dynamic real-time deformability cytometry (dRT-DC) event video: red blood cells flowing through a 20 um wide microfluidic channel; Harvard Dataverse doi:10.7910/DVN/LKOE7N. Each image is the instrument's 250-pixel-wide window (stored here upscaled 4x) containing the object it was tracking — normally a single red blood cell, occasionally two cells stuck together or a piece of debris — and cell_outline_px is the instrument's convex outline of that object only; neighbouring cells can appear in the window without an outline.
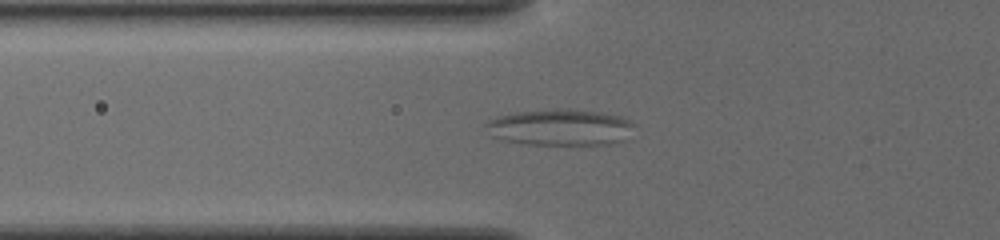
{"species": "common noctule bat (a hibernating species)", "species_latin": "Nyctalus noctula", "temperature_condition": "cold", "stored_images_in_passage": 37, "camera_frame_rate_fps": 3000, "um_per_image_px": 0.085, "animal": {"sex": "female", "body_mass_g": 19.5, "forearm_length_mm": 54.1}, "frame": {"image": 1, "passage_image": 9, "time_ms": 2.667, "image_size_px": [1000, 240], "cell_outline_px": [[632, 124], [624, 140], [608, 144], [528, 144], [504, 140], [492, 136], [484, 124], [488, 120], [500, 116], [516, 112], [552, 108], [572, 108], [600, 112], [620, 116], [628, 120]], "centroid_in_image_um": [47.57, 10.8], "position_along_channel_um": 78.2, "area_um2": 31.15}}
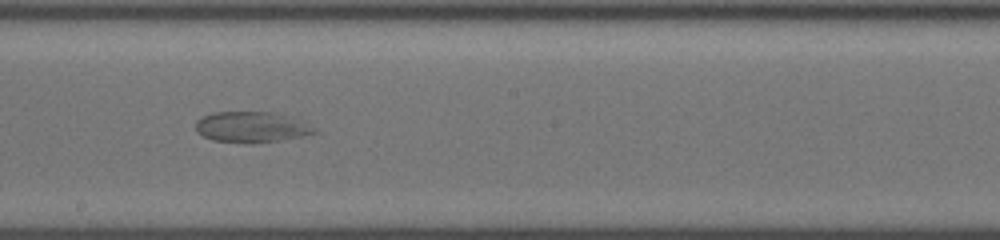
{"frame": {"image": 2, "passage_image": 21, "time_ms": 6.667, "image_size_px": [1000, 240], "cell_outline_px": [[316, 132], [300, 136], [280, 140], [252, 144], [248, 144], [212, 140], [196, 132], [196, 120], [212, 112], [272, 112], [284, 116]], "centroid_in_image_um": [21.17, 10.82], "position_along_channel_um": 227.0, "area_um2": 20.46}}
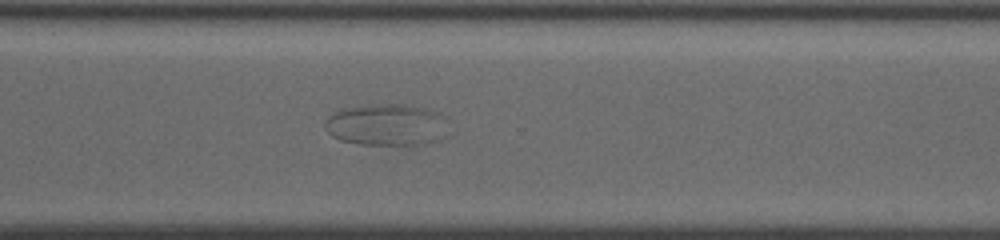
{"frame": {"image": 3, "passage_image": 30, "time_ms": 9.667, "image_size_px": [1000, 240], "cell_outline_px": [[448, 136], [440, 140], [424, 144], [360, 144], [340, 140], [332, 136], [328, 132], [324, 124], [328, 116], [332, 112], [344, 108], [368, 104], [404, 104], [424, 108], [436, 112], [444, 116]], "centroid_in_image_um": [32.87, 10.6], "position_along_channel_um": 337.7, "area_um2": 30.23}}